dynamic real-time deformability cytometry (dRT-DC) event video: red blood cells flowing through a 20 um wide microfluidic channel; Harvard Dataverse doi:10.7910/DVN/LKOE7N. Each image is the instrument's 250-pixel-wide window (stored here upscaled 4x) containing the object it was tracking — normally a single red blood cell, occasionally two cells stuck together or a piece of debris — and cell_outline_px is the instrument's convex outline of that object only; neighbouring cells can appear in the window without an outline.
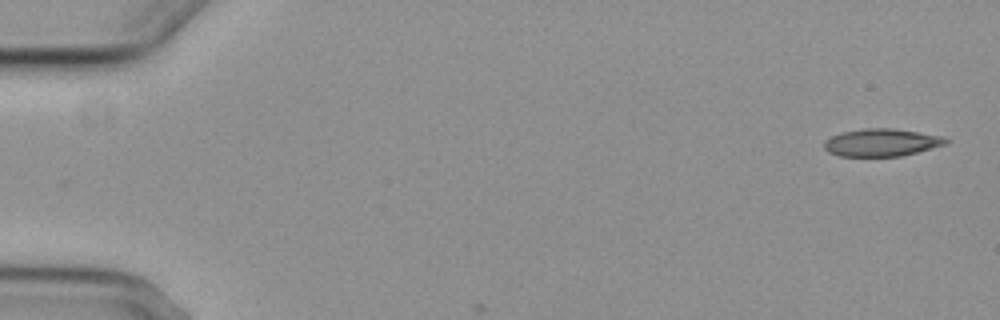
{"species": "common noctule bat (a hibernating species)", "species_latin": "Nyctalus noctula", "temperature_condition": "cold", "stored_images_in_passage": 2, "camera_frame_rate_fps": 3000, "um_per_image_px": 0.085, "animal": {"sex": "female", "body_mass_g": 29.2, "forearm_length_mm": 56.3}, "frame": {"image": 1, "passage_image": 1, "time_ms": 0.0, "image_size_px": [1000, 320], "cell_outline_px": [[952, 140], [948, 144], [900, 156], [840, 156], [828, 152], [824, 148], [824, 140], [840, 132], [864, 128], [892, 128], [944, 136]], "centroid_in_image_um": [74.95, 12.1], "position_along_channel_um": 10.0, "area_um2": 19.71}}